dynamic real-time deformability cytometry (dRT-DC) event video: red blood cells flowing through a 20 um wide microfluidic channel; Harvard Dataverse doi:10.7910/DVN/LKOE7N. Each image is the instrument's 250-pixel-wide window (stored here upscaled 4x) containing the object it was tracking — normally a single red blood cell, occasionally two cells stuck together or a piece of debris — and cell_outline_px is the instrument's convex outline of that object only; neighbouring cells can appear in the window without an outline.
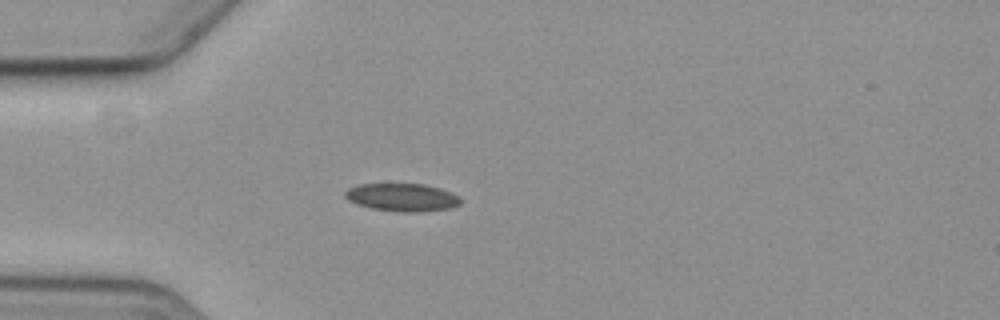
{"species": "common noctule bat (a hibernating species)", "species_latin": "Nyctalus noctula", "temperature_condition": "cold", "stored_images_in_passage": 5, "camera_frame_rate_fps": 3000, "um_per_image_px": 0.085, "animal": {"sex": "female", "body_mass_g": 19.3, "forearm_length_mm": 54.1}, "frame": {"image": 1, "passage_image": 3, "time_ms": 2.333, "image_size_px": [1000, 320], "cell_outline_px": [[460, 204], [452, 208], [420, 212], [400, 212], [372, 208], [356, 204], [348, 200], [344, 196], [344, 192], [348, 188], [360, 184], [424, 184], [440, 188], [456, 196], [460, 200]], "centroid_in_image_um": [34.14, 16.78], "position_along_channel_um": 50.9, "area_um2": 18.67}}